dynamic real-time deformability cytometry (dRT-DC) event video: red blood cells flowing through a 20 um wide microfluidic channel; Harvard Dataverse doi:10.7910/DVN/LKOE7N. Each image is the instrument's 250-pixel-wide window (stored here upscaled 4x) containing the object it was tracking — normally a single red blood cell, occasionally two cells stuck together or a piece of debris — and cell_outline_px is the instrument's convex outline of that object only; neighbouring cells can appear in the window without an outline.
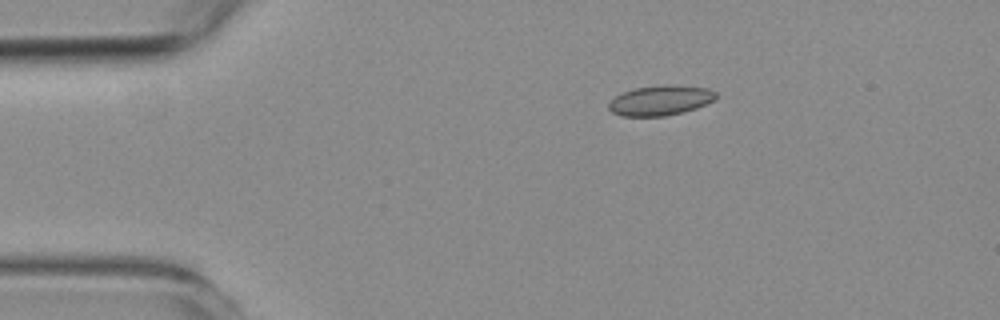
{"species": "common noctule bat (a hibernating species)", "species_latin": "Nyctalus noctula", "temperature_condition": "room temperature", "stored_images_in_passage": 13, "camera_frame_rate_fps": 3000, "um_per_image_px": 0.085, "animal": {"sex": "female", "body_mass_g": 19.3, "forearm_length_mm": 54.1}, "frame": {"image": 1, "passage_image": 1, "time_ms": 0.0, "image_size_px": [1000, 320], "cell_outline_px": [[716, 100], [696, 108], [664, 116], [620, 116], [612, 112], [608, 108], [608, 104], [616, 96], [624, 92], [636, 88], [664, 84], [708, 88], [716, 92]], "centroid_in_image_um": [56.14, 8.53], "position_along_channel_um": 28.9, "area_um2": 18.61}}
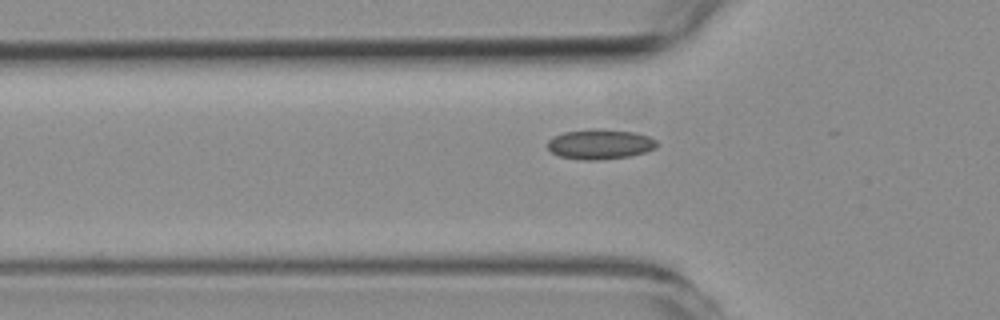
{"frame": {"image": 2, "passage_image": 9, "time_ms": 2.667, "image_size_px": [1000, 320], "cell_outline_px": [[656, 148], [632, 156], [600, 160], [580, 160], [560, 156], [552, 152], [548, 148], [548, 140], [552, 136], [564, 132], [592, 128], [600, 128], [636, 132], [648, 136], [656, 140]], "centroid_in_image_um": [50.99, 12.25], "position_along_channel_um": 74.8, "area_um2": 19.36}}
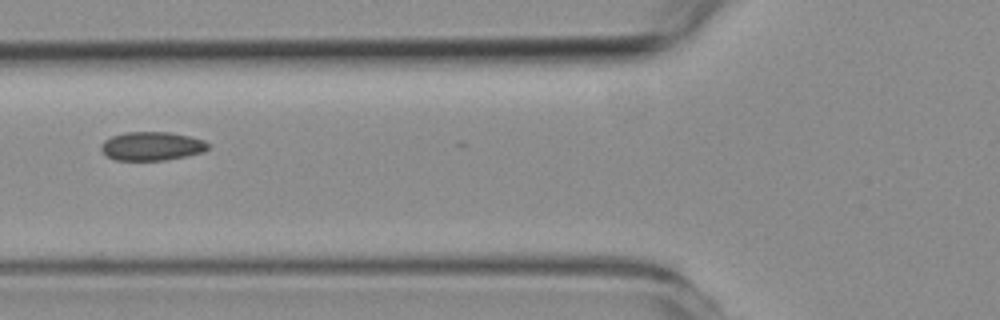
{"frame": {"image": 3, "passage_image": 12, "time_ms": 3.667, "image_size_px": [1000, 320], "cell_outline_px": [[208, 148], [204, 152], [188, 156], [164, 160], [116, 160], [108, 156], [100, 148], [100, 144], [104, 140], [112, 136], [124, 132], [168, 132], [188, 136], [204, 140], [208, 144]], "centroid_in_image_um": [12.9, 12.42], "position_along_channel_um": 112.9, "area_um2": 17.86}}